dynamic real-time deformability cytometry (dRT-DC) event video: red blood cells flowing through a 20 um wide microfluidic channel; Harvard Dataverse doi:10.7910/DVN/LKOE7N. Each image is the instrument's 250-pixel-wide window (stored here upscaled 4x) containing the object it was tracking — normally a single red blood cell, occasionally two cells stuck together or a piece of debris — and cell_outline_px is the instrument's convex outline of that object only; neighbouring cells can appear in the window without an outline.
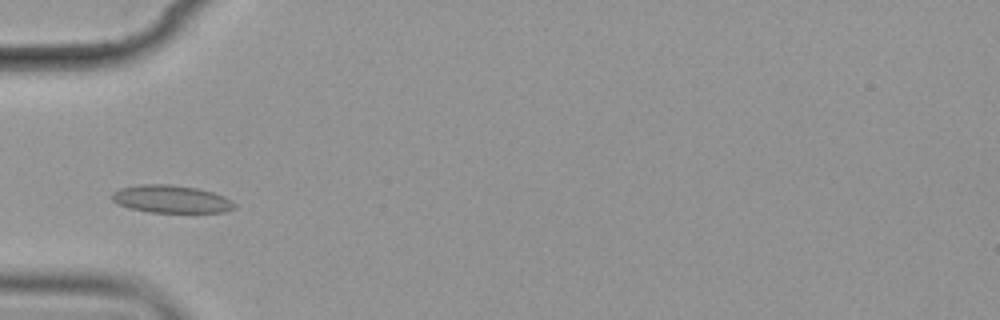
{"species": "common noctule bat (a hibernating species)", "species_latin": "Nyctalus noctula", "temperature_condition": "cold", "stored_images_in_passage": 10, "camera_frame_rate_fps": 3000, "um_per_image_px": 0.085, "animal": {"sex": "female", "body_mass_g": 19.9}, "frame": {"image": 1, "passage_image": 4, "time_ms": 3.333, "image_size_px": [1000, 320], "cell_outline_px": [[236, 208], [224, 212], [148, 212], [128, 208], [112, 200], [112, 192], [120, 188], [140, 184], [168, 184], [196, 188], [212, 192], [224, 196], [232, 200], [236, 204]], "centroid_in_image_um": [14.56, 16.92], "position_along_channel_um": 70.4, "area_um2": 19.77}}
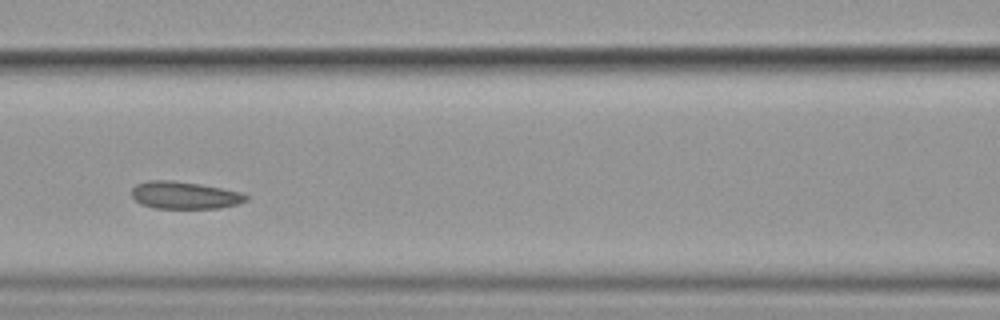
{"frame": {"image": 2, "passage_image": 6, "time_ms": 5.667, "image_size_px": [1000, 320], "cell_outline_px": [[248, 200], [236, 204], [220, 208], [152, 208], [140, 204], [132, 196], [132, 188], [136, 184], [148, 180], [172, 180], [200, 184], [240, 192], [248, 196]], "centroid_in_image_um": [15.65, 16.59], "position_along_channel_um": 150.9, "area_um2": 18.21}}
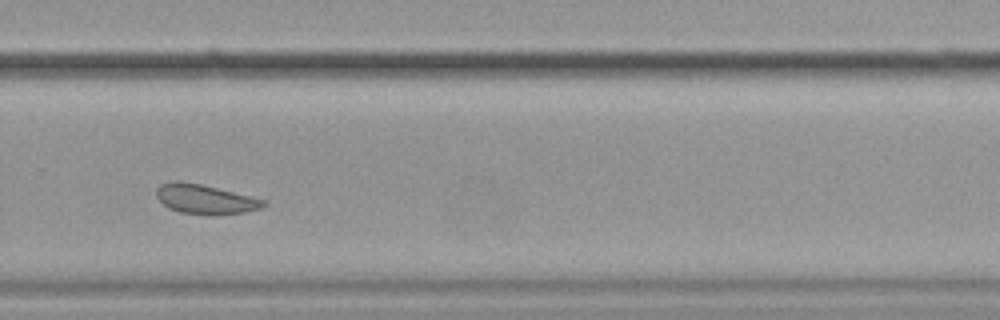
{"frame": {"image": 3, "passage_image": 10, "time_ms": 10.333, "image_size_px": [1000, 320], "cell_outline_px": [[268, 204], [260, 208], [244, 212], [212, 216], [180, 212], [168, 208], [156, 196], [156, 188], [160, 184], [172, 180], [176, 180], [200, 184], [268, 200]], "centroid_in_image_um": [17.44, 16.93], "position_along_channel_um": 312.4, "area_um2": 18.61}}